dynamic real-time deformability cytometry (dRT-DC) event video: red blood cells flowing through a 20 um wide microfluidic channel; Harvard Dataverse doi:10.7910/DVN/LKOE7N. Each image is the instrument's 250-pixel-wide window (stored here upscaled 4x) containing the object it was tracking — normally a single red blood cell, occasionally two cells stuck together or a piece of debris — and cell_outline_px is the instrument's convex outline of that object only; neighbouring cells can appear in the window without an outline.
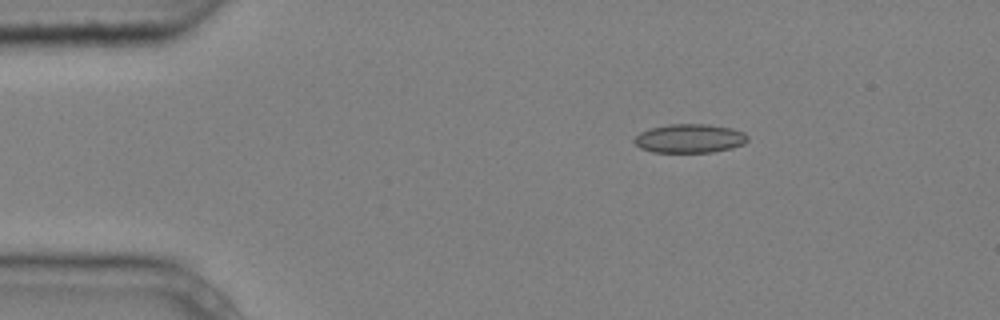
{"species": "common noctule bat (a hibernating species)", "species_latin": "Nyctalus noctula", "temperature_condition": "cold", "stored_images_in_passage": 5, "camera_frame_rate_fps": 3000, "um_per_image_px": 0.085, "animal": {"sex": "male", "body_mass_g": 20.4}, "frame": {"image": 1, "passage_image": 3, "time_ms": 0.667, "image_size_px": [1000, 320], "cell_outline_px": [[748, 140], [744, 144], [732, 148], [712, 152], [652, 152], [640, 148], [632, 140], [640, 132], [648, 128], [668, 124], [708, 124], [732, 128], [744, 132], [748, 136]], "centroid_in_image_um": [58.62, 11.76], "position_along_channel_um": 26.4, "area_um2": 19.25}}
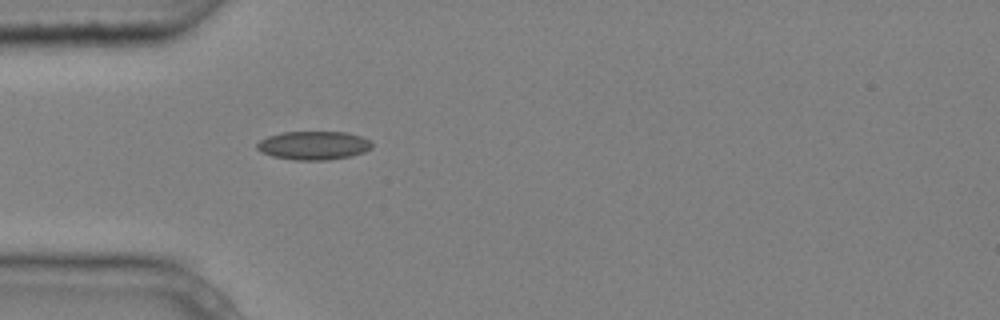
{"frame": {"image": 2, "passage_image": 5, "time_ms": 1.333, "image_size_px": [1000, 320], "cell_outline_px": [[372, 148], [364, 152], [352, 156], [324, 160], [296, 160], [272, 156], [260, 152], [256, 148], [256, 144], [260, 140], [268, 136], [284, 132], [344, 132], [360, 136], [368, 140], [372, 144]], "centroid_in_image_um": [26.63, 12.37], "position_along_channel_um": 58.4, "area_um2": 19.07}}